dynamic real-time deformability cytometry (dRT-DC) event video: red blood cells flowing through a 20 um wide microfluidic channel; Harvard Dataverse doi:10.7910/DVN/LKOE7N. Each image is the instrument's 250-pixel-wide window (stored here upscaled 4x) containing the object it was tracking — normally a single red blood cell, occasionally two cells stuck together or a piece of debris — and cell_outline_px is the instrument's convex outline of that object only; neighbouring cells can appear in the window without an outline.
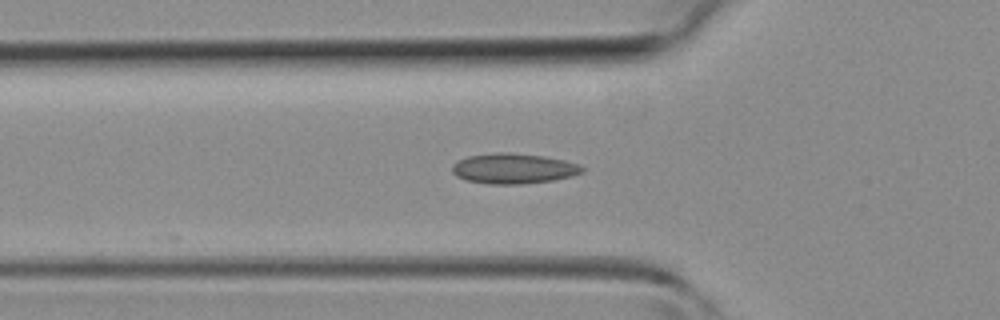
{"species": "common noctule bat (a hibernating species)", "species_latin": "Nyctalus noctula", "temperature_condition": "room temperature", "stored_images_in_passage": 23, "camera_frame_rate_fps": 3000, "um_per_image_px": 0.085, "animal": {"sex": "female", "body_mass_g": 19.3, "forearm_length_mm": 54.1}, "frame": {"image": 1, "passage_image": 3, "time_ms": 0.667, "image_size_px": [1000, 320], "cell_outline_px": [[584, 172], [572, 176], [552, 180], [524, 184], [488, 184], [464, 180], [456, 176], [452, 172], [452, 164], [468, 156], [496, 152], [508, 152], [544, 156], [564, 160], [580, 164], [584, 168]], "centroid_in_image_um": [43.65, 14.33], "position_along_channel_um": 82.2, "area_um2": 23.12}}
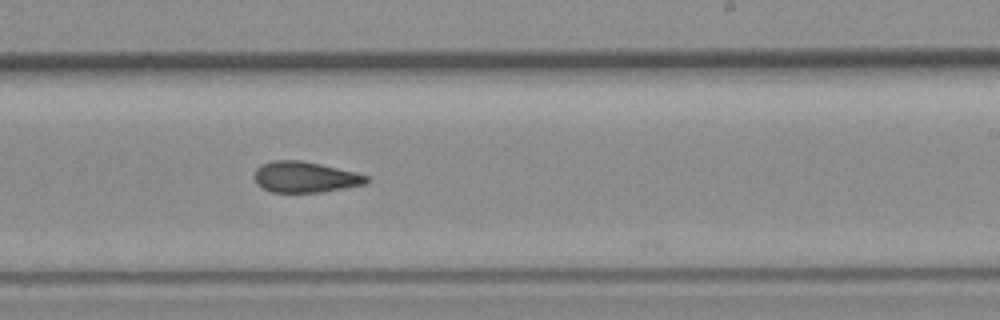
{"frame": {"image": 2, "passage_image": 14, "time_ms": 4.333, "image_size_px": [1000, 320], "cell_outline_px": [[368, 180], [364, 184], [344, 188], [320, 192], [272, 192], [256, 184], [256, 168], [260, 164], [272, 160], [300, 160], [320, 164], [356, 172], [368, 176]], "centroid_in_image_um": [25.92, 15.04], "position_along_channel_um": 263.1, "area_um2": 20.0}}
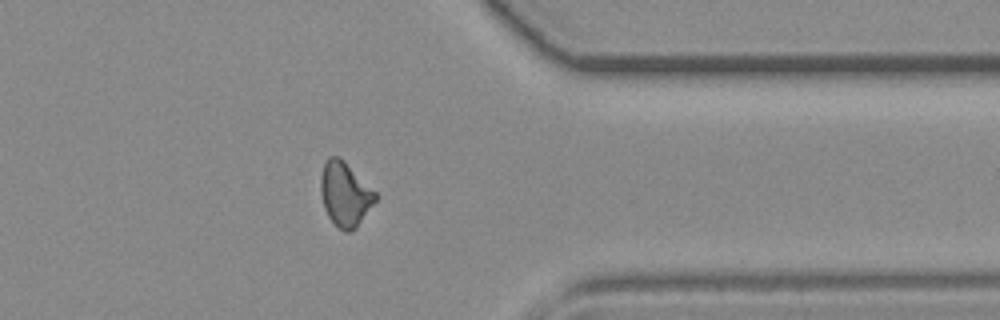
{"frame": {"image": 3, "passage_image": 22, "time_ms": 7.0, "image_size_px": [1000, 320], "cell_outline_px": [[376, 200], [356, 228], [352, 232], [344, 232], [328, 216], [324, 208], [320, 192], [320, 176], [324, 164], [328, 156], [336, 156], [344, 160], [376, 192]], "centroid_in_image_um": [29.31, 16.49], "position_along_channel_um": 382.1, "area_um2": 20.4}}